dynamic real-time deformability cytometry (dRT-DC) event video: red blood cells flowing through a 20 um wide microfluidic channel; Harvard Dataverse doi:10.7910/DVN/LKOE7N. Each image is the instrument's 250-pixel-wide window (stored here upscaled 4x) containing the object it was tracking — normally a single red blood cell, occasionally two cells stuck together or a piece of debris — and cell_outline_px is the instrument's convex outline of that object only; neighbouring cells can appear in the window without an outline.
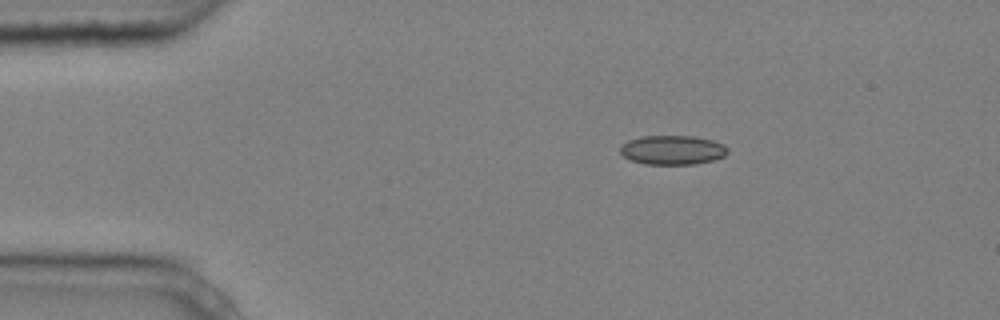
{"species": "common noctule bat (a hibernating species)", "species_latin": "Nyctalus noctula", "temperature_condition": "cold", "stored_images_in_passage": 7, "camera_frame_rate_fps": 3000, "um_per_image_px": 0.085, "animal": {"sex": "male", "body_mass_g": 20.4}, "frame": {"image": 1, "passage_image": 2, "time_ms": 0.333, "image_size_px": [1000, 320], "cell_outline_px": [[728, 152], [724, 156], [712, 160], [696, 164], [644, 164], [632, 160], [624, 156], [620, 152], [620, 148], [628, 140], [640, 136], [692, 136], [712, 140], [724, 144], [728, 148]], "centroid_in_image_um": [57.17, 12.74], "position_along_channel_um": 27.8, "area_um2": 18.26}}
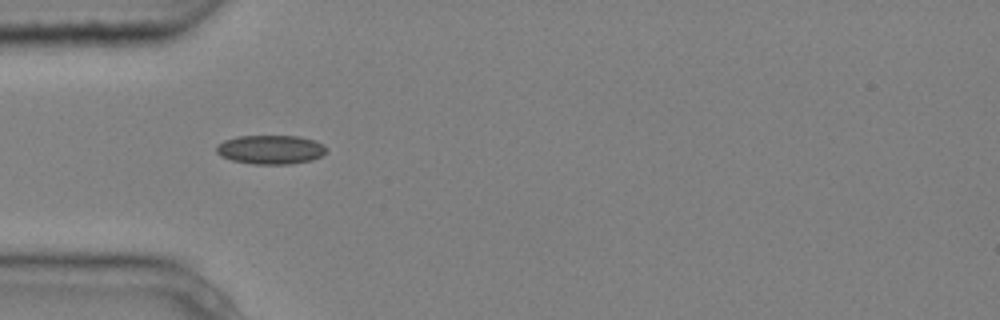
{"frame": {"image": 2, "passage_image": 4, "time_ms": 1.0, "image_size_px": [1000, 320], "cell_outline_px": [[328, 148], [320, 156], [312, 160], [292, 164], [252, 164], [232, 160], [220, 156], [216, 152], [216, 144], [224, 140], [236, 136], [300, 136], [316, 140], [324, 144]], "centroid_in_image_um": [23.0, 12.71], "position_along_channel_um": 62.0, "area_um2": 18.84}}
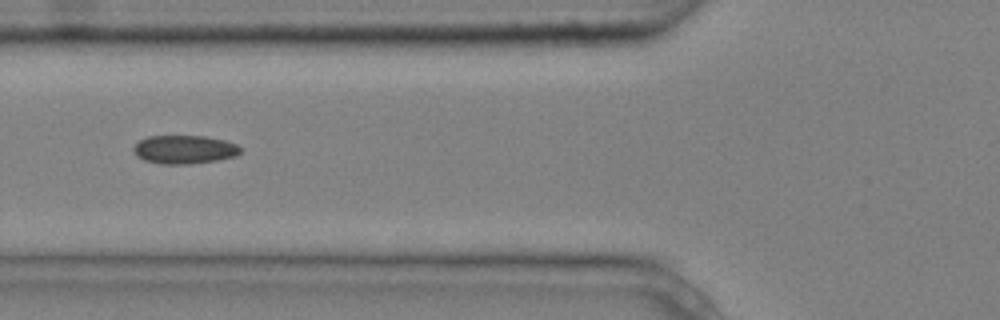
{"frame": {"image": 3, "passage_image": 5, "time_ms": 1.333, "image_size_px": [1000, 320], "cell_outline_px": [[240, 152], [236, 156], [216, 160], [188, 164], [160, 164], [144, 160], [136, 156], [132, 148], [140, 140], [148, 136], [204, 136], [224, 140], [236, 144], [240, 148]], "centroid_in_image_um": [15.64, 12.71], "position_along_channel_um": 110.2, "area_um2": 17.69}}